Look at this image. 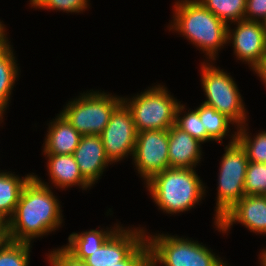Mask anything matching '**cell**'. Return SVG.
Masks as SVG:
<instances>
[{
  "label": "cell",
  "instance_id": "10",
  "mask_svg": "<svg viewBox=\"0 0 266 266\" xmlns=\"http://www.w3.org/2000/svg\"><path fill=\"white\" fill-rule=\"evenodd\" d=\"M168 130H149L137 133L132 155L137 173L145 183L155 174L169 168Z\"/></svg>",
  "mask_w": 266,
  "mask_h": 266
},
{
  "label": "cell",
  "instance_id": "27",
  "mask_svg": "<svg viewBox=\"0 0 266 266\" xmlns=\"http://www.w3.org/2000/svg\"><path fill=\"white\" fill-rule=\"evenodd\" d=\"M88 1L90 0H30V5L36 9L38 7L68 13H81L87 9Z\"/></svg>",
  "mask_w": 266,
  "mask_h": 266
},
{
  "label": "cell",
  "instance_id": "28",
  "mask_svg": "<svg viewBox=\"0 0 266 266\" xmlns=\"http://www.w3.org/2000/svg\"><path fill=\"white\" fill-rule=\"evenodd\" d=\"M47 256L51 266H89L85 260L76 258L64 246L53 249Z\"/></svg>",
  "mask_w": 266,
  "mask_h": 266
},
{
  "label": "cell",
  "instance_id": "21",
  "mask_svg": "<svg viewBox=\"0 0 266 266\" xmlns=\"http://www.w3.org/2000/svg\"><path fill=\"white\" fill-rule=\"evenodd\" d=\"M199 113V117L207 132V141H217L219 143L229 133V124L234 122L226 115L220 113L215 108L207 106L203 103L195 109Z\"/></svg>",
  "mask_w": 266,
  "mask_h": 266
},
{
  "label": "cell",
  "instance_id": "5",
  "mask_svg": "<svg viewBox=\"0 0 266 266\" xmlns=\"http://www.w3.org/2000/svg\"><path fill=\"white\" fill-rule=\"evenodd\" d=\"M122 102L123 97L90 90L69 101L60 113L82 136L100 135Z\"/></svg>",
  "mask_w": 266,
  "mask_h": 266
},
{
  "label": "cell",
  "instance_id": "17",
  "mask_svg": "<svg viewBox=\"0 0 266 266\" xmlns=\"http://www.w3.org/2000/svg\"><path fill=\"white\" fill-rule=\"evenodd\" d=\"M48 159L47 169L52 184L56 188L65 189L72 186H81L83 190L91 185L83 178L73 154H45Z\"/></svg>",
  "mask_w": 266,
  "mask_h": 266
},
{
  "label": "cell",
  "instance_id": "36",
  "mask_svg": "<svg viewBox=\"0 0 266 266\" xmlns=\"http://www.w3.org/2000/svg\"><path fill=\"white\" fill-rule=\"evenodd\" d=\"M263 27H264V32L266 36V18L262 21Z\"/></svg>",
  "mask_w": 266,
  "mask_h": 266
},
{
  "label": "cell",
  "instance_id": "18",
  "mask_svg": "<svg viewBox=\"0 0 266 266\" xmlns=\"http://www.w3.org/2000/svg\"><path fill=\"white\" fill-rule=\"evenodd\" d=\"M34 176L20 178L9 172L0 171V220L6 224L12 217L24 186Z\"/></svg>",
  "mask_w": 266,
  "mask_h": 266
},
{
  "label": "cell",
  "instance_id": "3",
  "mask_svg": "<svg viewBox=\"0 0 266 266\" xmlns=\"http://www.w3.org/2000/svg\"><path fill=\"white\" fill-rule=\"evenodd\" d=\"M145 186L159 209L172 215L194 208L206 195V187L191 168L169 167L151 177Z\"/></svg>",
  "mask_w": 266,
  "mask_h": 266
},
{
  "label": "cell",
  "instance_id": "20",
  "mask_svg": "<svg viewBox=\"0 0 266 266\" xmlns=\"http://www.w3.org/2000/svg\"><path fill=\"white\" fill-rule=\"evenodd\" d=\"M11 47L8 45L0 49V118L2 119L19 75L17 60H15V54Z\"/></svg>",
  "mask_w": 266,
  "mask_h": 266
},
{
  "label": "cell",
  "instance_id": "22",
  "mask_svg": "<svg viewBox=\"0 0 266 266\" xmlns=\"http://www.w3.org/2000/svg\"><path fill=\"white\" fill-rule=\"evenodd\" d=\"M227 25L244 20L246 0H199Z\"/></svg>",
  "mask_w": 266,
  "mask_h": 266
},
{
  "label": "cell",
  "instance_id": "15",
  "mask_svg": "<svg viewBox=\"0 0 266 266\" xmlns=\"http://www.w3.org/2000/svg\"><path fill=\"white\" fill-rule=\"evenodd\" d=\"M168 140L169 167L195 169L202 158V142L176 125L168 129Z\"/></svg>",
  "mask_w": 266,
  "mask_h": 266
},
{
  "label": "cell",
  "instance_id": "12",
  "mask_svg": "<svg viewBox=\"0 0 266 266\" xmlns=\"http://www.w3.org/2000/svg\"><path fill=\"white\" fill-rule=\"evenodd\" d=\"M145 229L137 227L130 230L120 226L98 249L85 261L89 266H113L125 260L144 240Z\"/></svg>",
  "mask_w": 266,
  "mask_h": 266
},
{
  "label": "cell",
  "instance_id": "29",
  "mask_svg": "<svg viewBox=\"0 0 266 266\" xmlns=\"http://www.w3.org/2000/svg\"><path fill=\"white\" fill-rule=\"evenodd\" d=\"M150 258V247L145 239L125 260L113 266H146Z\"/></svg>",
  "mask_w": 266,
  "mask_h": 266
},
{
  "label": "cell",
  "instance_id": "34",
  "mask_svg": "<svg viewBox=\"0 0 266 266\" xmlns=\"http://www.w3.org/2000/svg\"><path fill=\"white\" fill-rule=\"evenodd\" d=\"M5 224L0 220V239H5Z\"/></svg>",
  "mask_w": 266,
  "mask_h": 266
},
{
  "label": "cell",
  "instance_id": "4",
  "mask_svg": "<svg viewBox=\"0 0 266 266\" xmlns=\"http://www.w3.org/2000/svg\"><path fill=\"white\" fill-rule=\"evenodd\" d=\"M131 110L137 132L149 130H168L175 125L178 102L163 85L137 94L132 98H123Z\"/></svg>",
  "mask_w": 266,
  "mask_h": 266
},
{
  "label": "cell",
  "instance_id": "2",
  "mask_svg": "<svg viewBox=\"0 0 266 266\" xmlns=\"http://www.w3.org/2000/svg\"><path fill=\"white\" fill-rule=\"evenodd\" d=\"M174 12L169 29L181 33L196 48L202 49L207 61L216 60L218 51L227 44L228 25L199 0H178Z\"/></svg>",
  "mask_w": 266,
  "mask_h": 266
},
{
  "label": "cell",
  "instance_id": "6",
  "mask_svg": "<svg viewBox=\"0 0 266 266\" xmlns=\"http://www.w3.org/2000/svg\"><path fill=\"white\" fill-rule=\"evenodd\" d=\"M151 258L164 266H227L219 256L198 241L177 235H146Z\"/></svg>",
  "mask_w": 266,
  "mask_h": 266
},
{
  "label": "cell",
  "instance_id": "30",
  "mask_svg": "<svg viewBox=\"0 0 266 266\" xmlns=\"http://www.w3.org/2000/svg\"><path fill=\"white\" fill-rule=\"evenodd\" d=\"M266 18V0H246L244 20L260 21Z\"/></svg>",
  "mask_w": 266,
  "mask_h": 266
},
{
  "label": "cell",
  "instance_id": "16",
  "mask_svg": "<svg viewBox=\"0 0 266 266\" xmlns=\"http://www.w3.org/2000/svg\"><path fill=\"white\" fill-rule=\"evenodd\" d=\"M45 137L44 154H73L79 145L81 134L71 125L61 113L55 120L49 122Z\"/></svg>",
  "mask_w": 266,
  "mask_h": 266
},
{
  "label": "cell",
  "instance_id": "7",
  "mask_svg": "<svg viewBox=\"0 0 266 266\" xmlns=\"http://www.w3.org/2000/svg\"><path fill=\"white\" fill-rule=\"evenodd\" d=\"M231 138L225 146L218 173L214 225L245 196L244 181L249 160L245 150L236 141L237 132Z\"/></svg>",
  "mask_w": 266,
  "mask_h": 266
},
{
  "label": "cell",
  "instance_id": "32",
  "mask_svg": "<svg viewBox=\"0 0 266 266\" xmlns=\"http://www.w3.org/2000/svg\"><path fill=\"white\" fill-rule=\"evenodd\" d=\"M255 73L257 76L260 77V79L265 83L266 85V59L263 61V63L255 70Z\"/></svg>",
  "mask_w": 266,
  "mask_h": 266
},
{
  "label": "cell",
  "instance_id": "23",
  "mask_svg": "<svg viewBox=\"0 0 266 266\" xmlns=\"http://www.w3.org/2000/svg\"><path fill=\"white\" fill-rule=\"evenodd\" d=\"M247 123L237 128V142L245 150L248 160L255 163H266V131L259 132L253 139L247 132Z\"/></svg>",
  "mask_w": 266,
  "mask_h": 266
},
{
  "label": "cell",
  "instance_id": "9",
  "mask_svg": "<svg viewBox=\"0 0 266 266\" xmlns=\"http://www.w3.org/2000/svg\"><path fill=\"white\" fill-rule=\"evenodd\" d=\"M137 133L133 114L122 102L100 134L106 156L112 164L133 155Z\"/></svg>",
  "mask_w": 266,
  "mask_h": 266
},
{
  "label": "cell",
  "instance_id": "1",
  "mask_svg": "<svg viewBox=\"0 0 266 266\" xmlns=\"http://www.w3.org/2000/svg\"><path fill=\"white\" fill-rule=\"evenodd\" d=\"M49 187L37 175L27 182L12 217L5 224L6 239L31 243L61 226V202Z\"/></svg>",
  "mask_w": 266,
  "mask_h": 266
},
{
  "label": "cell",
  "instance_id": "25",
  "mask_svg": "<svg viewBox=\"0 0 266 266\" xmlns=\"http://www.w3.org/2000/svg\"><path fill=\"white\" fill-rule=\"evenodd\" d=\"M184 110L185 106L179 104L176 111L175 125L182 131L187 132L193 138L198 139L202 144L207 142V132L205 127H203L199 113L193 109L191 111L189 109L188 112H185ZM182 112L185 114L183 115Z\"/></svg>",
  "mask_w": 266,
  "mask_h": 266
},
{
  "label": "cell",
  "instance_id": "19",
  "mask_svg": "<svg viewBox=\"0 0 266 266\" xmlns=\"http://www.w3.org/2000/svg\"><path fill=\"white\" fill-rule=\"evenodd\" d=\"M119 227L116 224V227L114 226L112 229L106 228L107 230L91 229L81 233L73 232L69 235V243L65 248L76 258L85 260L92 252L98 250Z\"/></svg>",
  "mask_w": 266,
  "mask_h": 266
},
{
  "label": "cell",
  "instance_id": "35",
  "mask_svg": "<svg viewBox=\"0 0 266 266\" xmlns=\"http://www.w3.org/2000/svg\"><path fill=\"white\" fill-rule=\"evenodd\" d=\"M146 266H157V263L152 258H150Z\"/></svg>",
  "mask_w": 266,
  "mask_h": 266
},
{
  "label": "cell",
  "instance_id": "13",
  "mask_svg": "<svg viewBox=\"0 0 266 266\" xmlns=\"http://www.w3.org/2000/svg\"><path fill=\"white\" fill-rule=\"evenodd\" d=\"M241 223L251 232L266 234V196L245 195L215 224L226 233L235 223Z\"/></svg>",
  "mask_w": 266,
  "mask_h": 266
},
{
  "label": "cell",
  "instance_id": "33",
  "mask_svg": "<svg viewBox=\"0 0 266 266\" xmlns=\"http://www.w3.org/2000/svg\"><path fill=\"white\" fill-rule=\"evenodd\" d=\"M259 259H260V265L266 266V249L265 248L261 251L259 255Z\"/></svg>",
  "mask_w": 266,
  "mask_h": 266
},
{
  "label": "cell",
  "instance_id": "11",
  "mask_svg": "<svg viewBox=\"0 0 266 266\" xmlns=\"http://www.w3.org/2000/svg\"><path fill=\"white\" fill-rule=\"evenodd\" d=\"M237 27H227V43H232L238 60L248 63L255 71L266 59V36L260 21L240 20ZM231 41V42H230Z\"/></svg>",
  "mask_w": 266,
  "mask_h": 266
},
{
  "label": "cell",
  "instance_id": "8",
  "mask_svg": "<svg viewBox=\"0 0 266 266\" xmlns=\"http://www.w3.org/2000/svg\"><path fill=\"white\" fill-rule=\"evenodd\" d=\"M201 66V86L206 95L202 103L226 115L237 128L245 125L247 111L235 80L210 62Z\"/></svg>",
  "mask_w": 266,
  "mask_h": 266
},
{
  "label": "cell",
  "instance_id": "24",
  "mask_svg": "<svg viewBox=\"0 0 266 266\" xmlns=\"http://www.w3.org/2000/svg\"><path fill=\"white\" fill-rule=\"evenodd\" d=\"M31 243L0 241V266H28Z\"/></svg>",
  "mask_w": 266,
  "mask_h": 266
},
{
  "label": "cell",
  "instance_id": "26",
  "mask_svg": "<svg viewBox=\"0 0 266 266\" xmlns=\"http://www.w3.org/2000/svg\"><path fill=\"white\" fill-rule=\"evenodd\" d=\"M244 192L245 195L266 196V163L248 162Z\"/></svg>",
  "mask_w": 266,
  "mask_h": 266
},
{
  "label": "cell",
  "instance_id": "31",
  "mask_svg": "<svg viewBox=\"0 0 266 266\" xmlns=\"http://www.w3.org/2000/svg\"><path fill=\"white\" fill-rule=\"evenodd\" d=\"M5 25L0 21V49H3L10 45L7 34L5 33ZM7 37V38H6Z\"/></svg>",
  "mask_w": 266,
  "mask_h": 266
},
{
  "label": "cell",
  "instance_id": "14",
  "mask_svg": "<svg viewBox=\"0 0 266 266\" xmlns=\"http://www.w3.org/2000/svg\"><path fill=\"white\" fill-rule=\"evenodd\" d=\"M73 155L81 175L91 186L101 179L108 164H112L106 156L100 135L81 136Z\"/></svg>",
  "mask_w": 266,
  "mask_h": 266
}]
</instances>
